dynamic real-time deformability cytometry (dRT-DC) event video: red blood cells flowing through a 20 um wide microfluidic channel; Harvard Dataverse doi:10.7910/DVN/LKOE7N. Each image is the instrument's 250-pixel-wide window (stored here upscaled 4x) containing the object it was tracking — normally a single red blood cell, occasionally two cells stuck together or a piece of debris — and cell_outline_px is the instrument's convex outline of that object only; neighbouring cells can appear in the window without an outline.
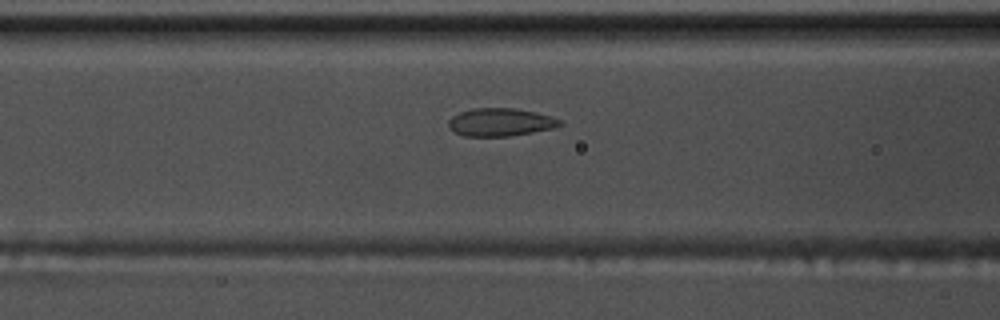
{"species": "common noctule bat (a hibernating species)", "species_latin": "Nyctalus noctula", "temperature_condition": "warm", "stored_images_in_passage": 27, "camera_frame_rate_fps": 3000, "um_per_image_px": 0.085, "animal": {"sex": "male", "body_mass_g": 17.5, "forearm_length_mm": 52.3}, "frame": {"image": 1, "passage_image": 15, "time_ms": 4.667, "image_size_px": [1000, 320], "cell_outline_px": [[564, 124], [552, 128], [532, 132], [508, 136], [464, 136], [448, 128], [448, 120], [452, 116], [460, 112], [472, 108], [516, 108], [548, 116], [560, 120]], "centroid_in_image_um": [42.48, 10.38], "position_along_channel_um": 124.1, "area_um2": 17.92}}
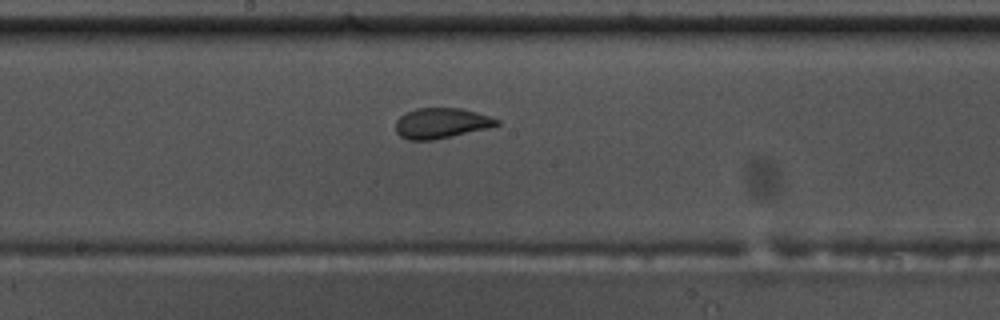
{"frame": {"image": 2, "passage_image": 22, "time_ms": 7.0, "image_size_px": [1000, 320], "cell_outline_px": [[500, 124], [488, 128], [452, 136], [432, 140], [408, 140], [400, 136], [396, 132], [396, 120], [400, 116], [416, 108], [460, 108], [476, 112], [500, 120]], "centroid_in_image_um": [37.49, 10.47], "position_along_channel_um": 210.7, "area_um2": 17.8}}
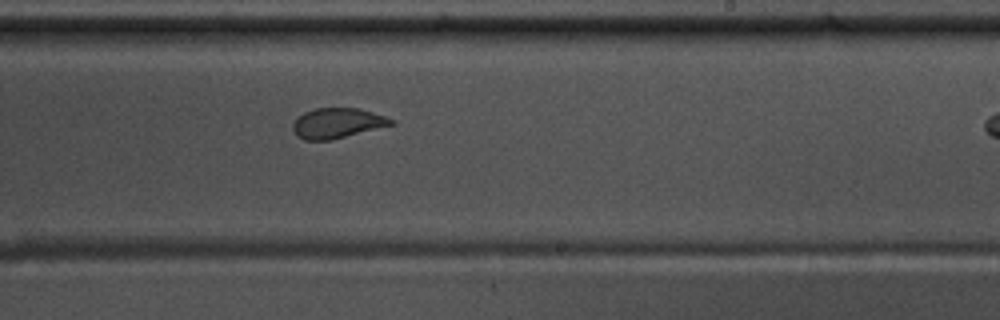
{"frame": {"image": 3, "passage_image": 26, "time_ms": 8.333, "image_size_px": [1000, 320], "cell_outline_px": [[396, 124], [332, 140], [304, 140], [296, 136], [292, 128], [292, 124], [304, 112], [316, 108], [360, 108], [396, 120]], "centroid_in_image_um": [28.69, 10.47], "position_along_channel_um": 260.3, "area_um2": 17.4}}